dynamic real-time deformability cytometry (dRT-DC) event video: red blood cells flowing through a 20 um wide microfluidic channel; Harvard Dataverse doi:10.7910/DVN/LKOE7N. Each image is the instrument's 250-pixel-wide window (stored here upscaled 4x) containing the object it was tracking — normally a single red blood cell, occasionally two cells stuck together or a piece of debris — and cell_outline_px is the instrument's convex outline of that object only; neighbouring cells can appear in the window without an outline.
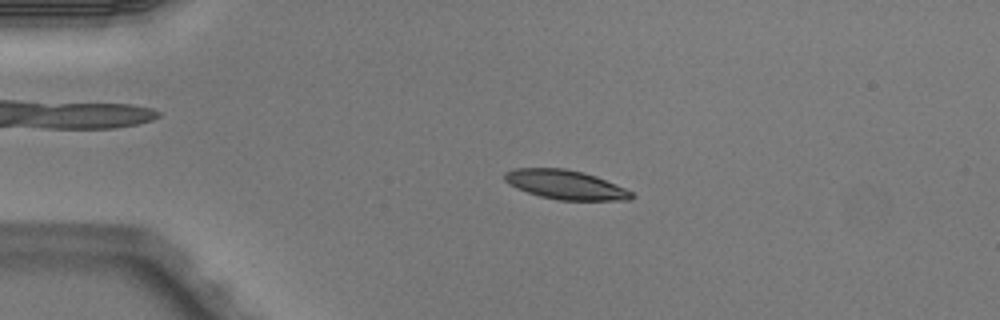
{"species": "Egyptian fruit bat (a non-hibernating species)", "species_latin": "Rousettus aegyptiacus", "temperature_condition": "warm", "stored_images_in_passage": 5, "camera_frame_rate_fps": 3000, "um_per_image_px": 0.085, "animal": {"sex": "male"}, "frame": {"image": 1, "passage_image": 3, "time_ms": 0.667, "image_size_px": [1000, 320], "cell_outline_px": [[636, 196], [632, 200], [560, 200], [540, 196], [516, 188], [508, 184], [504, 180], [504, 172], [512, 168], [564, 168], [584, 172], [596, 176], [624, 188], [632, 192]], "centroid_in_image_um": [48.05, 15.69], "position_along_channel_um": 37.0, "area_um2": 21.68}}
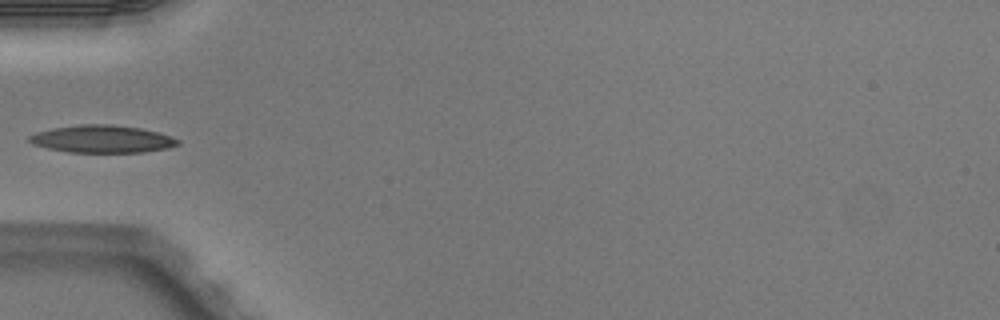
{"frame": {"image": 2, "passage_image": 4, "time_ms": 1.0, "image_size_px": [1000, 320], "cell_outline_px": [[180, 144], [168, 148], [144, 152], [68, 152], [48, 148], [32, 144], [28, 140], [28, 136], [36, 132], [52, 128], [80, 124], [112, 124], [140, 128], [156, 132], [180, 140]], "centroid_in_image_um": [8.65, 11.81], "position_along_channel_um": 76.3, "area_um2": 23.76}}
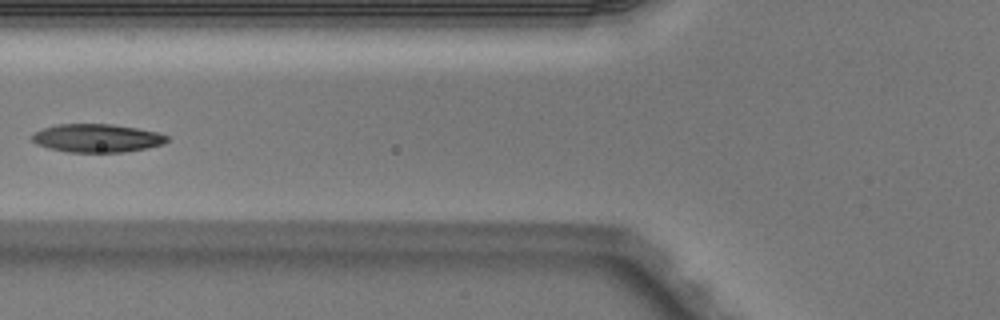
{"frame": {"image": 3, "passage_image": 5, "time_ms": 1.333, "image_size_px": [1000, 320], "cell_outline_px": [[168, 140], [164, 144], [148, 148], [124, 152], [68, 152], [48, 148], [36, 144], [32, 140], [32, 136], [36, 132], [44, 128], [56, 124], [112, 124], [136, 128], [156, 132], [168, 136]], "centroid_in_image_um": [8.25, 11.74], "position_along_channel_um": 117.5, "area_um2": 22.2}}